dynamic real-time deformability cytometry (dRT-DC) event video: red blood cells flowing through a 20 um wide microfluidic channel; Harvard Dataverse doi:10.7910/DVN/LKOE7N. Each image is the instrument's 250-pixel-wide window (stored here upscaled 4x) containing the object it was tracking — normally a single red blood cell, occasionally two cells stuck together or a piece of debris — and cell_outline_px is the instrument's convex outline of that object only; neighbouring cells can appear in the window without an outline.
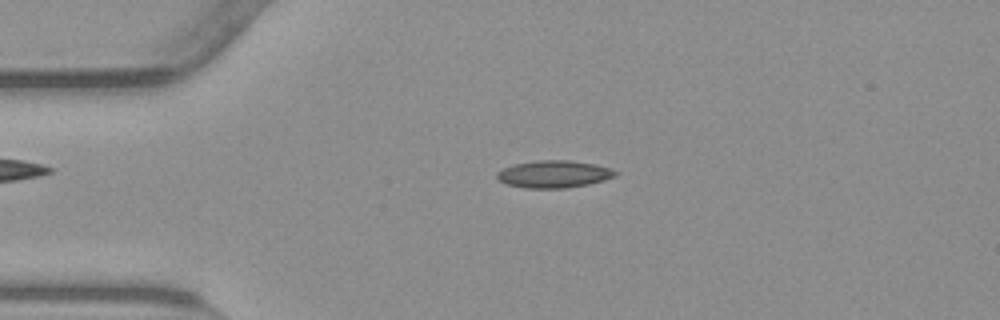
{"species": "common noctule bat (a hibernating species)", "species_latin": "Nyctalus noctula", "temperature_condition": "warm", "stored_images_in_passage": 53, "camera_frame_rate_fps": 3000, "um_per_image_px": 0.085, "animal": {"sex": "male", "body_mass_g": 23.1, "forearm_length_mm": 52.7}, "frame": {"image": 1, "passage_image": 11, "time_ms": 3.333, "image_size_px": [1000, 320], "cell_outline_px": [[620, 172], [616, 176], [604, 180], [588, 184], [564, 188], [524, 188], [508, 184], [500, 180], [496, 176], [496, 172], [504, 168], [516, 164], [536, 160], [568, 160], [596, 164]], "centroid_in_image_um": [47.1, 14.8], "position_along_channel_um": 37.9, "area_um2": 18.73}}
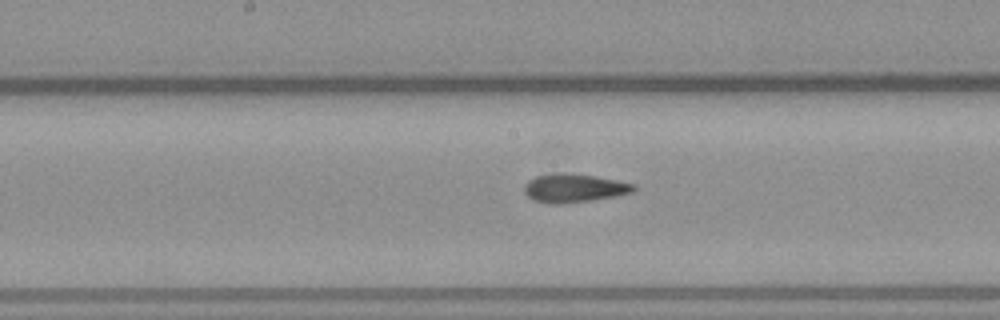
{"frame": {"image": 2, "passage_image": 26, "time_ms": 8.333, "image_size_px": [1000, 320], "cell_outline_px": [[636, 188], [632, 192], [612, 196], [564, 204], [548, 204], [532, 200], [524, 192], [524, 184], [528, 180], [536, 176], [592, 176], [616, 180], [636, 184]], "centroid_in_image_um": [48.77, 16.04], "position_along_channel_um": 199.4, "area_um2": 17.22}}
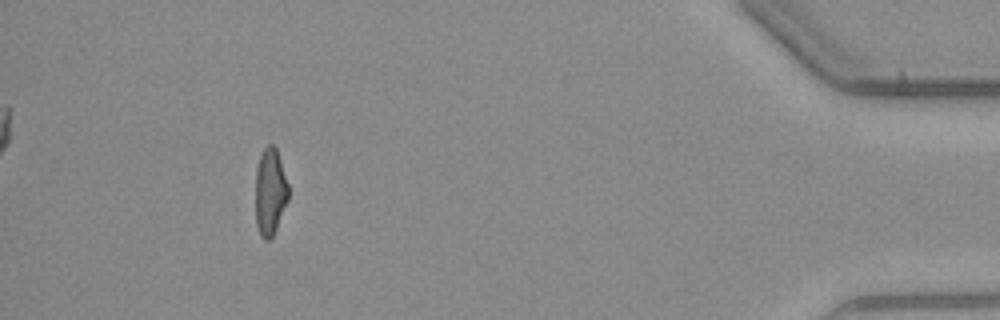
{"frame": {"image": 3, "passage_image": 48, "time_ms": 15.667, "image_size_px": [1000, 320], "cell_outline_px": [[288, 200], [276, 228], [272, 236], [268, 240], [264, 240], [260, 236], [256, 224], [256, 168], [260, 156], [264, 148], [268, 144], [272, 144], [276, 148], [288, 184]], "centroid_in_image_um": [22.95, 16.31], "position_along_channel_um": 412.2, "area_um2": 16.53}, "authors_computed_cell_mechanics": {"area_um2": 17.5712, "velocity_mm_per_s": 3.8244, "shape_relaxation_time_tau1_ms": null, "shape_relaxation_time_tau2_ms": 2.2254, "deformation_change_tau1": null, "deformation_change_tau2": 0.1072}}